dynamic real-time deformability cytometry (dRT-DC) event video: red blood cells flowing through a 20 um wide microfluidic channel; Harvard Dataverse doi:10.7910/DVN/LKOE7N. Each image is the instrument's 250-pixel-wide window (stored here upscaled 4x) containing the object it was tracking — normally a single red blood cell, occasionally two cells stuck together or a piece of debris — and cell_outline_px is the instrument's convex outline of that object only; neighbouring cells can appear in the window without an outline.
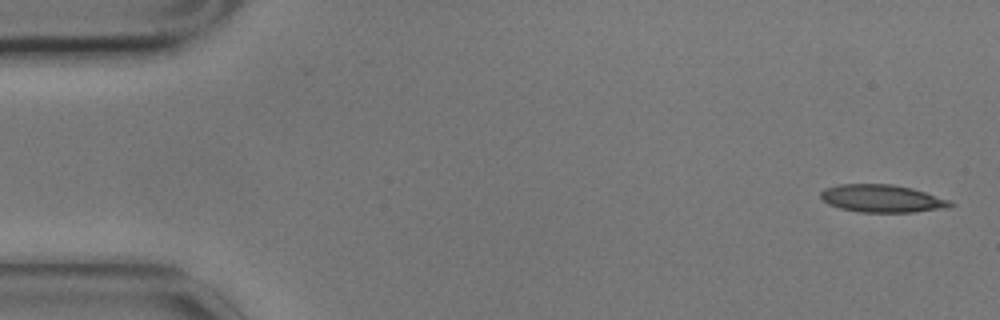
{"species": "common noctule bat (a hibernating species)", "species_latin": "Nyctalus noctula", "temperature_condition": "cold", "stored_images_in_passage": 5, "camera_frame_rate_fps": 3000, "um_per_image_px": 0.085, "animal": {"sex": "male", "body_mass_g": 17.9}, "frame": {"image": 1, "passage_image": 1, "time_ms": 0.0, "image_size_px": [1000, 320], "cell_outline_px": [[956, 204], [948, 208], [912, 212], [860, 212], [840, 208], [828, 204], [820, 196], [820, 192], [824, 188], [840, 184], [892, 184], [912, 188], [948, 200]], "centroid_in_image_um": [74.96, 16.87], "position_along_channel_um": 10.0, "area_um2": 20.81}}